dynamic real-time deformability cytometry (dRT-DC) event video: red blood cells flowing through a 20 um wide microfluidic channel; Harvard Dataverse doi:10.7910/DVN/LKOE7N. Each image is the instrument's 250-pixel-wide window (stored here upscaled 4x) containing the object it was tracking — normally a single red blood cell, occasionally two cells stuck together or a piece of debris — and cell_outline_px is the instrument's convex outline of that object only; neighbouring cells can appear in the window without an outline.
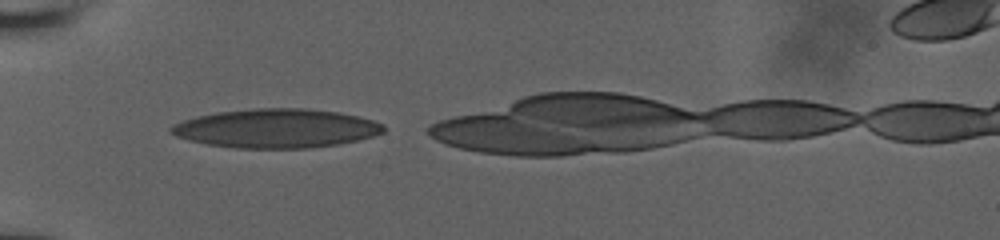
{"species": "human", "species_latin": "Homo sapiens", "temperature_condition": "room temperature", "stored_images_in_passage": 9, "segment_of_instrument_passage": [1, 2], "camera_frame_rate_fps": 3000, "um_per_image_px": 0.085, "donor": {"sex": "male"}, "frame": {"image": 1, "passage_image": 1, "time_ms": 0.0, "image_size_px": [1000, 240], "cell_outline_px": [[384, 132], [372, 136], [356, 140], [336, 144], [308, 148], [236, 148], [208, 144], [188, 140], [176, 136], [168, 132], [168, 128], [172, 124], [184, 120], [216, 112], [256, 108], [308, 108], [340, 112], [372, 120], [384, 124]], "centroid_in_image_um": [23.45, 10.9], "position_along_channel_um": 61.5, "area_um2": 48.15}}
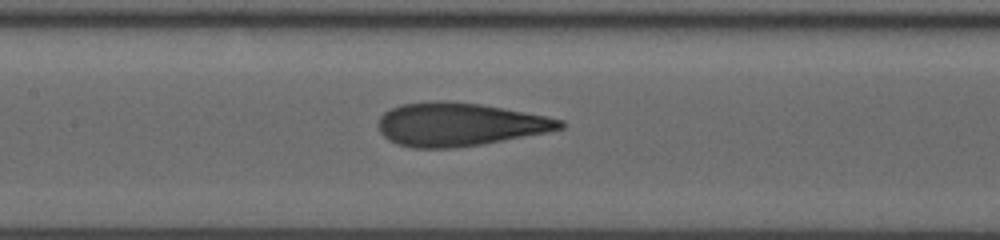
{"frame": {"image": 2, "passage_image": 6, "time_ms": 3.0, "image_size_px": [1000, 240], "cell_outline_px": [[564, 128], [548, 132], [480, 144], [452, 148], [412, 148], [396, 144], [388, 140], [380, 132], [380, 116], [384, 112], [400, 104], [436, 100], [444, 100], [480, 104], [548, 116], [564, 120]], "centroid_in_image_um": [39.04, 10.57], "position_along_channel_um": 168.4, "area_um2": 45.78}}
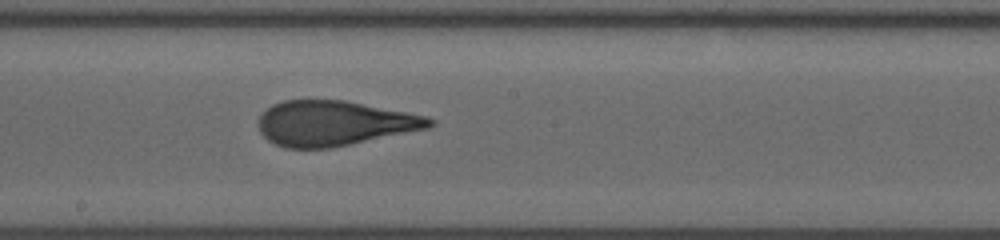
{"frame": {"image": 3, "passage_image": 8, "time_ms": 4.333, "image_size_px": [1000, 240], "cell_outline_px": [[436, 124], [428, 128], [328, 148], [284, 148], [268, 140], [260, 132], [260, 116], [272, 104], [284, 100], [344, 100], [428, 116], [436, 120]], "centroid_in_image_um": [28.42, 10.47], "position_along_channel_um": 219.8, "area_um2": 44.45}}